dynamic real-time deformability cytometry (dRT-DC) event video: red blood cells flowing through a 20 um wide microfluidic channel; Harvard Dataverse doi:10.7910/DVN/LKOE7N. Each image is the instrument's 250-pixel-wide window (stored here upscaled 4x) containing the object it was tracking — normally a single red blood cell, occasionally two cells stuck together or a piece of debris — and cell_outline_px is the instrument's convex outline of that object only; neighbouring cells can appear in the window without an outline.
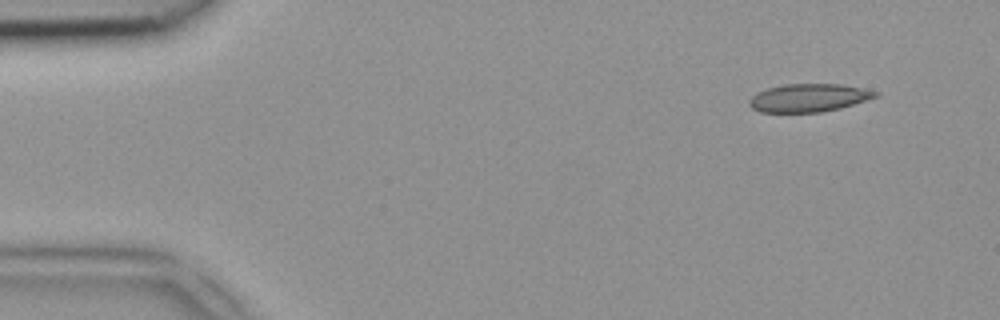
{"species": "common noctule bat (a hibernating species)", "species_latin": "Nyctalus noctula", "temperature_condition": "room temperature", "stored_images_in_passage": 43, "camera_frame_rate_fps": 3000, "um_per_image_px": 0.085, "animal": {"sex": "female", "body_mass_g": 18.4}, "frame": {"image": 1, "passage_image": 1, "time_ms": 0.0, "image_size_px": [1000, 320], "cell_outline_px": [[880, 96], [840, 108], [820, 112], [760, 112], [752, 108], [748, 104], [748, 100], [756, 92], [768, 88], [784, 84], [840, 84], [880, 92]], "centroid_in_image_um": [68.73, 8.31], "position_along_channel_um": 16.3, "area_um2": 20.63}}
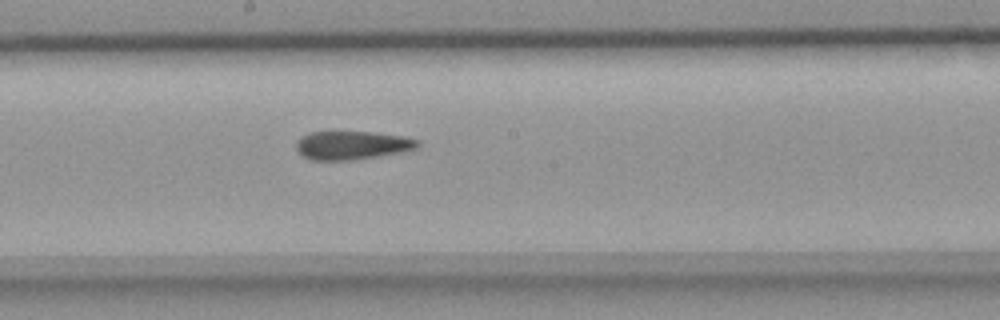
{"frame": {"image": 2, "passage_image": 22, "time_ms": 7.0, "image_size_px": [1000, 320], "cell_outline_px": [[420, 144], [416, 148], [400, 152], [376, 156], [348, 160], [312, 160], [304, 156], [296, 148], [296, 140], [300, 136], [308, 132], [332, 128], [372, 132], [408, 136], [420, 140]], "centroid_in_image_um": [29.88, 12.27], "position_along_channel_um": 218.3, "area_um2": 21.1}}
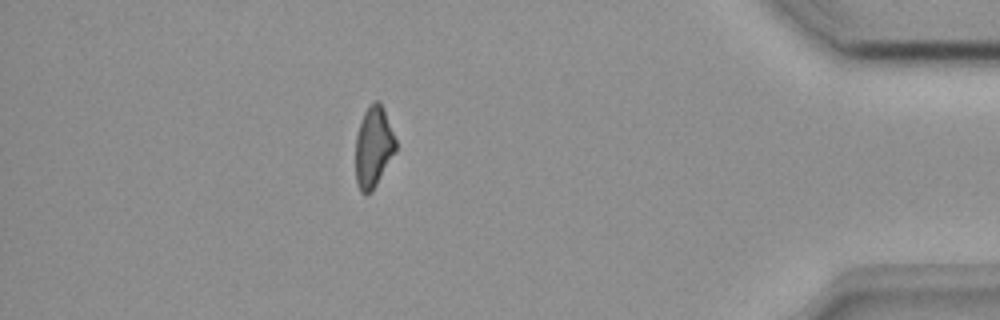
{"frame": {"image": 3, "passage_image": 38, "time_ms": 12.333, "image_size_px": [1000, 320], "cell_outline_px": [[396, 152], [372, 192], [364, 196], [360, 192], [356, 184], [356, 136], [364, 112], [376, 100], [380, 100], [396, 140]], "centroid_in_image_um": [31.75, 12.56], "position_along_channel_um": 403.5, "area_um2": 18.96}}